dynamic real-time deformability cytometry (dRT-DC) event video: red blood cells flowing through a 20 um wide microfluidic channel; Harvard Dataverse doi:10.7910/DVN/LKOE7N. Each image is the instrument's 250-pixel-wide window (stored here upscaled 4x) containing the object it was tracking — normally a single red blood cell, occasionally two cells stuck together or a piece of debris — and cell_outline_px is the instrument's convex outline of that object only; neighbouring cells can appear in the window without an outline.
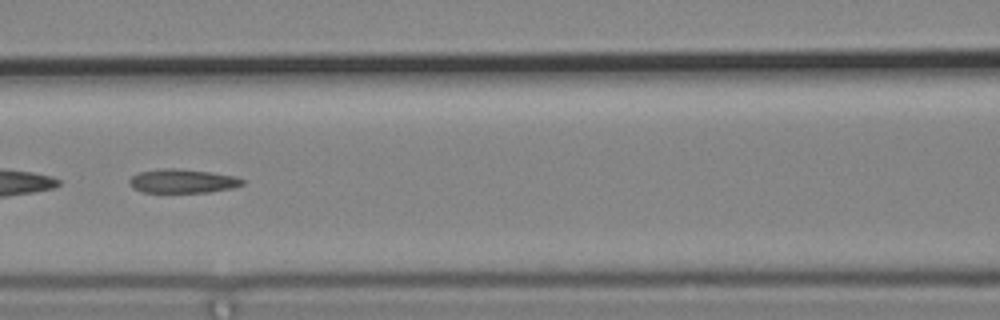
{"species": "common noctule bat (a hibernating species)", "species_latin": "Nyctalus noctula", "temperature_condition": "cold", "stored_images_in_passage": 6, "camera_frame_rate_fps": 3000, "um_per_image_px": 0.085, "animal": {"sex": "male", "body_mass_g": 19.2, "forearm_length_mm": 51.8}, "frame": {"image": 1, "passage_image": 6, "time_ms": 1.667, "image_size_px": [1000, 320], "cell_outline_px": [[244, 184], [232, 188], [208, 192], [144, 192], [132, 188], [128, 184], [128, 180], [132, 176], [140, 172], [160, 168], [176, 168], [208, 172], [236, 176], [244, 180]], "centroid_in_image_um": [15.49, 15.39], "position_along_channel_um": 151.1, "area_um2": 15.72}}